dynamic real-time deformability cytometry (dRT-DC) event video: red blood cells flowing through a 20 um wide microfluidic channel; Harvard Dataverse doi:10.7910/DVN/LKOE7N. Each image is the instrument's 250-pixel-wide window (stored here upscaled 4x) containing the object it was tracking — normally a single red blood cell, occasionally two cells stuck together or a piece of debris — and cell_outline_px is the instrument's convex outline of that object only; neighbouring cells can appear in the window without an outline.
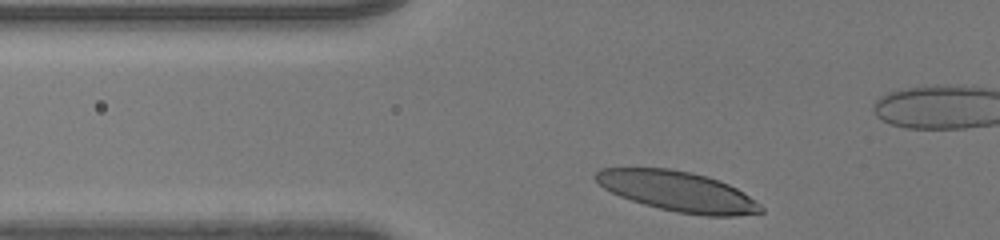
{"species": "human", "species_latin": "Homo sapiens", "temperature_condition": "room temperature", "stored_images_in_passage": 29, "camera_frame_rate_fps": 3000, "um_per_image_px": 0.085, "donor": {"sex": "male"}, "frame": {"image": 1, "passage_image": 2, "time_ms": 0.333, "image_size_px": [1000, 240], "cell_outline_px": [[764, 212], [736, 216], [704, 216], [676, 212], [644, 204], [620, 196], [604, 188], [592, 176], [600, 168], [668, 168], [692, 172], [720, 180], [744, 192], [760, 204], [764, 208]], "centroid_in_image_um": [57.63, 16.26], "position_along_channel_um": 68.2, "area_um2": 38.61}}
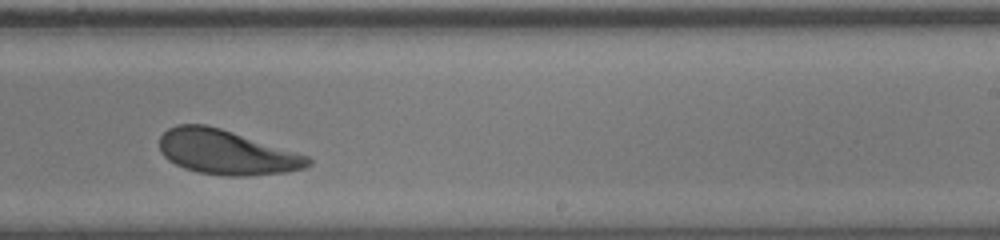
{"frame": {"image": 2, "passage_image": 19, "time_ms": 6.0, "image_size_px": [1000, 240], "cell_outline_px": [[312, 164], [304, 168], [284, 172], [244, 176], [228, 176], [196, 172], [184, 168], [168, 160], [160, 152], [160, 136], [168, 128], [176, 124], [204, 124], [220, 128], [308, 156], [312, 160]], "centroid_in_image_um": [19.21, 12.94], "position_along_channel_um": 269.8, "area_um2": 38.32}}
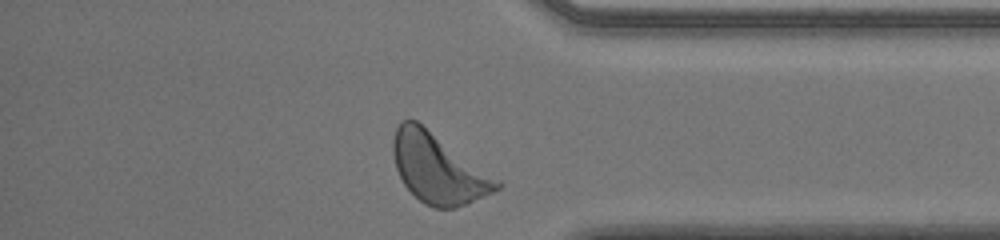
{"frame": {"image": 3, "passage_image": 29, "time_ms": 9.333, "image_size_px": [1000, 240], "cell_outline_px": [[504, 184], [500, 188], [468, 204], [456, 208], [436, 208], [424, 204], [404, 184], [396, 168], [392, 152], [392, 140], [396, 128], [404, 120], [416, 120], [500, 180]], "centroid_in_image_um": [37.25, 14.34], "position_along_channel_um": 397.9, "area_um2": 41.56}, "authors_computed_cell_mechanics": {"area_um2": 39.015, "velocity_mm_per_s": 3.9434, "shape_relaxation_time_tau1_ms": 1.9431, "shape_relaxation_time_tau2_ms": 2.1458, "deformation_change_tau1": 0.1319, "deformation_change_tau2": 0.0861}}